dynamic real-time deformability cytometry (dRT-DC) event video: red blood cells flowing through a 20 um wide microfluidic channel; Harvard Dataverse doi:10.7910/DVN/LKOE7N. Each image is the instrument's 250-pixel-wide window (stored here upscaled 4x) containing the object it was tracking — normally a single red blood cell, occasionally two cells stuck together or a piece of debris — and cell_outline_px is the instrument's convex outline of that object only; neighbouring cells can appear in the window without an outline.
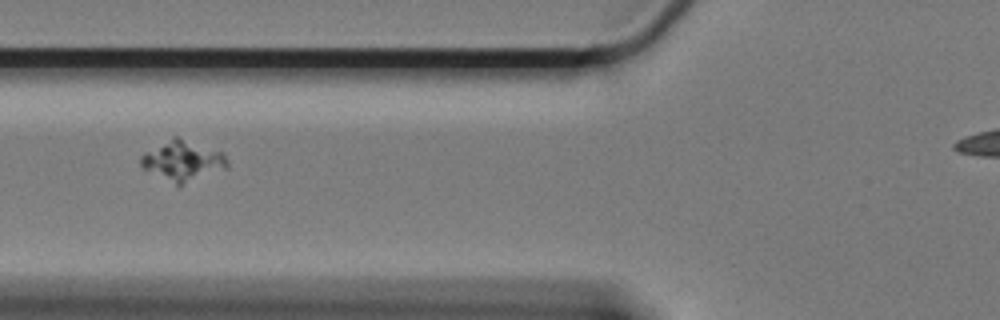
{"species": "Egyptian fruit bat (a non-hibernating species)", "species_latin": "Rousettus aegyptiacus", "temperature_condition": "cold", "stored_images_in_passage": 44, "camera_frame_rate_fps": 3000, "um_per_image_px": 0.085, "animal": {"sex": "female"}, "frame": {"image": 1, "passage_image": 12, "time_ms": 3.667, "image_size_px": [1000, 320], "cell_outline_px": [[228, 168], [180, 184], [176, 184], [144, 168], [140, 164], [140, 156], [144, 152], [172, 136], [176, 136], [224, 152], [228, 160]], "centroid_in_image_um": [15.55, 13.62], "position_along_channel_um": 110.2, "area_um2": 19.88}}
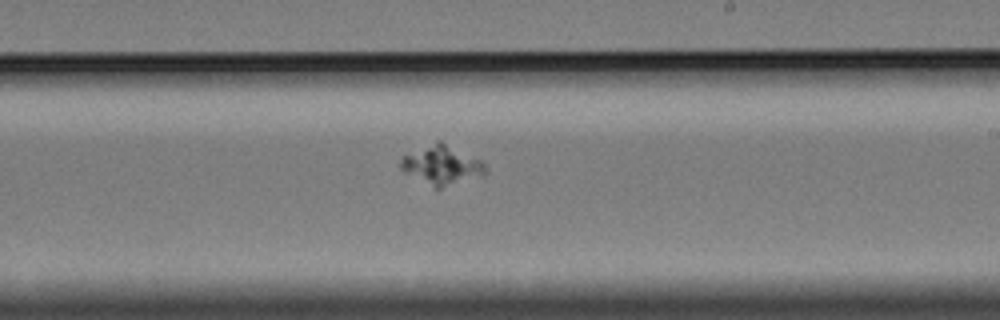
{"frame": {"image": 2, "passage_image": 25, "time_ms": 8.0, "image_size_px": [1000, 320], "cell_outline_px": [[484, 176], [440, 188], [436, 188], [404, 172], [400, 168], [400, 160], [404, 156], [436, 140], [440, 140], [480, 160], [484, 164]], "centroid_in_image_um": [37.54, 14.03], "position_along_channel_um": 251.5, "area_um2": 18.96}}
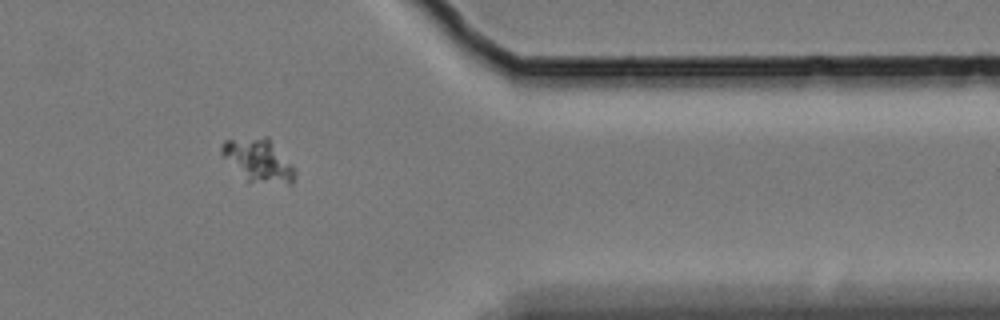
{"frame": {"image": 3, "passage_image": 39, "time_ms": 12.667, "image_size_px": [1000, 320], "cell_outline_px": [[296, 176], [292, 184], [288, 184], [248, 180], [220, 152], [220, 148], [224, 140], [264, 136], [268, 136], [296, 172]], "centroid_in_image_um": [21.98, 13.59], "position_along_channel_um": 389.4, "area_um2": 17.57}}